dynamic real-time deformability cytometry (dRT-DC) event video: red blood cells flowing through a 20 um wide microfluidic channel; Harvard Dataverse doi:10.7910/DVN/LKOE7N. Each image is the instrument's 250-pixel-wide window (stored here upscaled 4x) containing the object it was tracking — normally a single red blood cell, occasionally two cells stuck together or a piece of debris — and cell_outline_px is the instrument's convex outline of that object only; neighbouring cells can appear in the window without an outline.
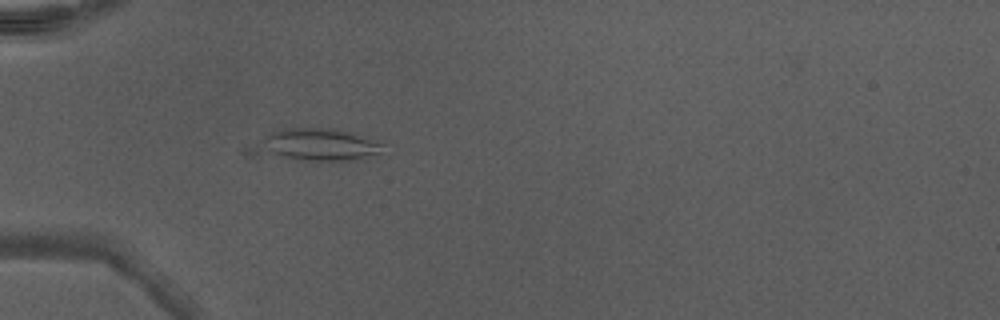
{"species": "Egyptian fruit bat (a non-hibernating species)", "species_latin": "Rousettus aegyptiacus", "temperature_condition": "warm", "stored_images_in_passage": 3, "camera_frame_rate_fps": 3000, "um_per_image_px": 0.085, "animal": {"sex": "male"}, "frame": {"image": 1, "passage_image": 3, "time_ms": 0.667, "image_size_px": [1000, 320], "cell_outline_px": [[388, 144], [380, 152], [356, 160], [304, 160], [248, 156], [240, 152], [244, 148], [264, 136], [272, 132], [288, 128], [336, 128], [352, 132]], "centroid_in_image_um": [26.71, 12.33], "position_along_channel_um": 58.3, "area_um2": 25.61}}